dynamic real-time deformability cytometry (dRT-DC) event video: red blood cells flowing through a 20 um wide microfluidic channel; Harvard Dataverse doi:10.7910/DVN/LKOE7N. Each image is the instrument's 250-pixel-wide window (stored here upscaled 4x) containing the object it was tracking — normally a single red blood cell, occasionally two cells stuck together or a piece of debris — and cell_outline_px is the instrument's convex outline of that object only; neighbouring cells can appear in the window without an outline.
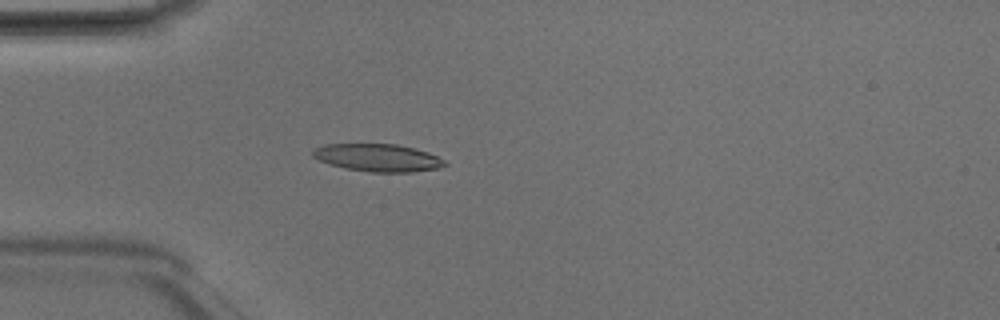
{"species": "Egyptian fruit bat (a non-hibernating species)", "species_latin": "Rousettus aegyptiacus", "temperature_condition": "room temperature", "stored_images_in_passage": 29, "camera_frame_rate_fps": 3000, "um_per_image_px": 0.085, "animal": {"sex": "male"}, "frame": {"image": 1, "passage_image": 1, "time_ms": 0.0, "image_size_px": [1000, 320], "cell_outline_px": [[448, 164], [436, 168], [412, 172], [372, 172], [344, 168], [328, 164], [312, 156], [312, 148], [324, 144], [396, 144], [416, 148], [428, 152], [444, 160]], "centroid_in_image_um": [32.08, 13.4], "position_along_channel_um": 52.9, "area_um2": 21.27}}
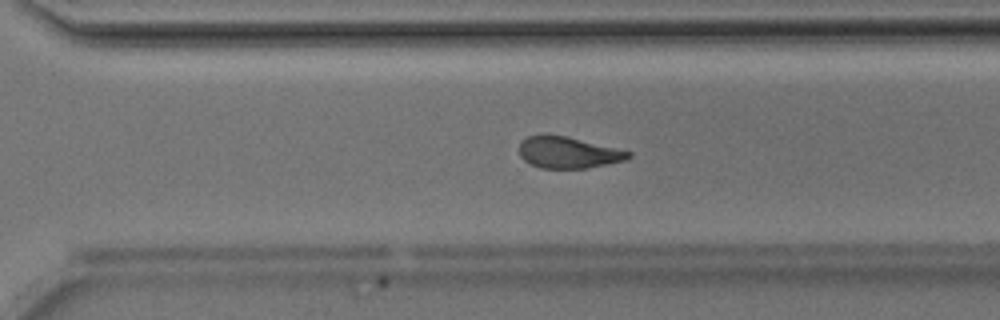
{"frame": {"image": 2, "passage_image": 21, "time_ms": 6.667, "image_size_px": [1000, 320], "cell_outline_px": [[632, 156], [628, 160], [588, 168], [540, 168], [524, 160], [520, 156], [520, 140], [528, 136], [564, 136], [632, 152]], "centroid_in_image_um": [48.32, 12.99], "position_along_channel_um": 322.3, "area_um2": 19.65}, "authors_computed_cell_mechanics": {"area_um2": 21.0392, "velocity_mm_per_s": 4.1794, "shape_relaxation_time_tau1_ms": 4.4386, "shape_relaxation_time_tau2_ms": 2.4867, "deformation_change_tau1": 0.1286, "deformation_change_tau2": 0.0988}}